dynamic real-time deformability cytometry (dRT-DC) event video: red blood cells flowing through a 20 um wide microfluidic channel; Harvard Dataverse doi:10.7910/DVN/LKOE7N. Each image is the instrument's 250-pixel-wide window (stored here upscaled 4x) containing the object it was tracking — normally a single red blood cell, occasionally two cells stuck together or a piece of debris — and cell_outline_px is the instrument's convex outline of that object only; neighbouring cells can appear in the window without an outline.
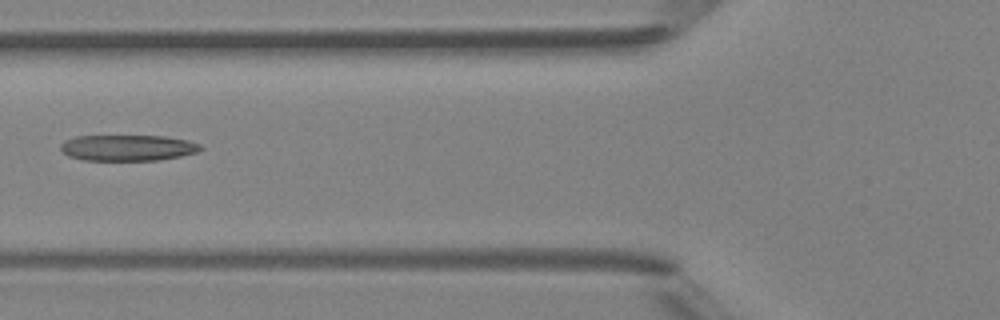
{"species": "Egyptian fruit bat (a non-hibernating species)", "species_latin": "Rousettus aegyptiacus", "temperature_condition": "room temperature", "stored_images_in_passage": 2, "camera_frame_rate_fps": 3000, "um_per_image_px": 0.085, "animal": {"sex": "female"}, "frame": {"image": 1, "passage_image": 2, "time_ms": 1.0, "image_size_px": [1000, 320], "cell_outline_px": [[204, 148], [196, 152], [180, 156], [160, 160], [84, 160], [68, 156], [60, 148], [60, 144], [64, 140], [76, 136], [164, 136], [188, 140], [200, 144]], "centroid_in_image_um": [10.85, 12.56], "position_along_channel_um": 114.9, "area_um2": 21.21}}